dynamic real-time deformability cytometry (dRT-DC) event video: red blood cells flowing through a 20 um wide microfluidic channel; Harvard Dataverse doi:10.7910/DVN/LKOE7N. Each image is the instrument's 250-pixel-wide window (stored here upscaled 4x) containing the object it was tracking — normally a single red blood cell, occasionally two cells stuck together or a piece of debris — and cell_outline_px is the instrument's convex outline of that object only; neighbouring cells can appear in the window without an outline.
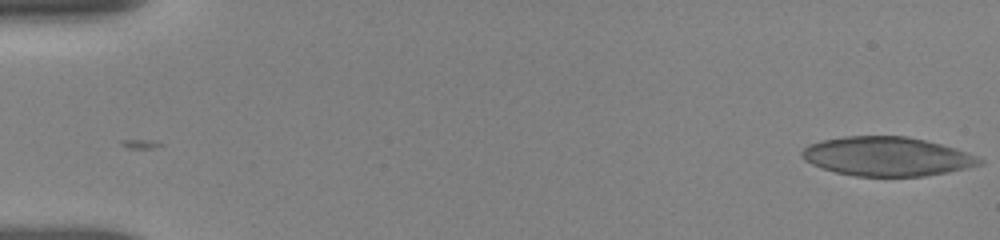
{"species": "human", "species_latin": "Homo sapiens", "temperature_condition": "room temperature", "stored_images_in_passage": 48, "camera_frame_rate_fps": 3000, "um_per_image_px": 0.085, "donor": {"sex": "female"}, "frame": {"image": 1, "passage_image": 1, "time_ms": 0.0, "image_size_px": [1000, 240], "cell_outline_px": [[984, 164], [968, 168], [948, 172], [924, 176], [856, 176], [836, 172], [812, 164], [804, 160], [800, 156], [800, 152], [808, 144], [820, 140], [844, 136], [908, 136], [956, 148], [976, 156], [984, 160]], "centroid_in_image_um": [75.39, 13.29], "position_along_channel_um": 9.6, "area_um2": 40.58}}
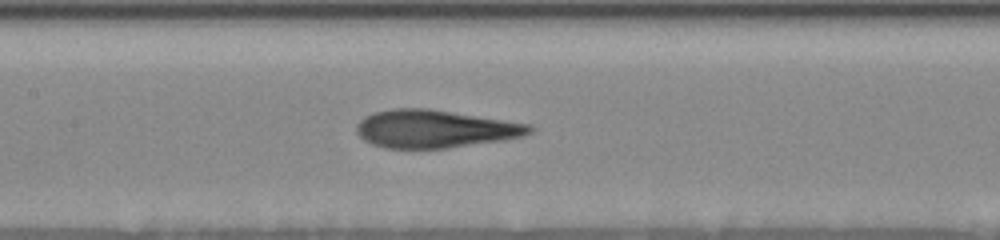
{"frame": {"image": 2, "passage_image": 24, "time_ms": 8.0, "image_size_px": [1000, 240], "cell_outline_px": [[536, 128], [532, 132], [524, 136], [504, 140], [448, 148], [384, 148], [372, 144], [364, 140], [356, 132], [356, 124], [364, 116], [372, 112], [392, 108], [428, 108], [532, 124]], "centroid_in_image_um": [36.98, 10.95], "position_along_channel_um": 170.4, "area_um2": 38.55}}
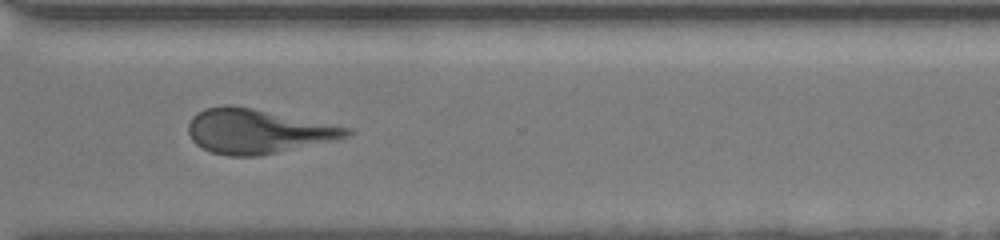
{"frame": {"image": 3, "passage_image": 47, "time_ms": 12.667, "image_size_px": [1000, 240], "cell_outline_px": [[352, 132], [348, 136], [336, 140], [260, 156], [228, 156], [212, 152], [196, 144], [192, 140], [188, 132], [188, 124], [192, 116], [204, 108], [224, 104], [232, 104], [352, 128]], "centroid_in_image_um": [21.87, 11.15], "position_along_channel_um": 348.7, "area_um2": 41.04}}